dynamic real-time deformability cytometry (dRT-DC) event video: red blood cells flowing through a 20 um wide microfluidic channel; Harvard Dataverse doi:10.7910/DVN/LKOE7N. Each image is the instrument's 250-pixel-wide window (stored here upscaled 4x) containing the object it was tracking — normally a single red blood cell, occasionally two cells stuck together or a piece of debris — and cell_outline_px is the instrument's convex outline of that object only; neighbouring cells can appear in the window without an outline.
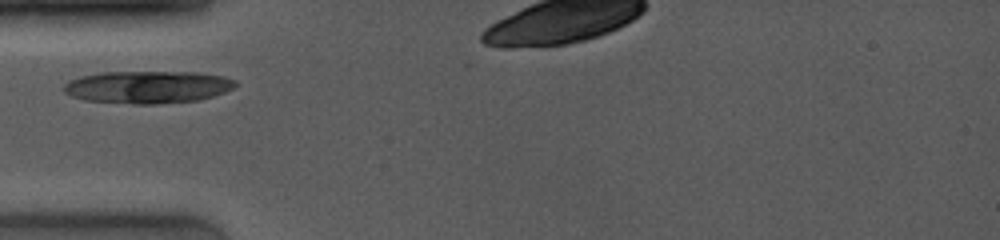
{"species": "common noctule bat (a hibernating species)", "species_latin": "Nyctalus noctula", "temperature_condition": "room temperature", "stored_images_in_passage": 34, "camera_frame_rate_fps": 4000, "um_per_image_px": 0.085, "animal": {"sex": "female", "body_mass_g": 19.0, "forearm_length_mm": 53.3}, "frame": {"image": 1, "passage_image": 1, "time_ms": 0.0, "image_size_px": [1000, 240], "cell_outline_px": [[236, 84], [232, 88], [224, 92], [212, 96], [196, 100], [160, 104], [132, 104], [84, 100], [72, 96], [64, 92], [64, 84], [68, 80], [80, 76], [100, 72], [196, 72], [224, 76], [236, 80]], "centroid_in_image_um": [12.52, 7.39], "position_along_channel_um": 72.5, "area_um2": 32.54}}
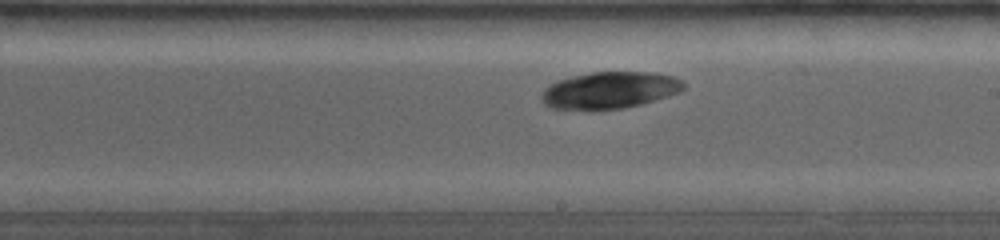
{"frame": {"image": 2, "passage_image": 26, "time_ms": 4.25, "image_size_px": [1000, 240], "cell_outline_px": [[684, 88], [680, 92], [668, 96], [640, 104], [624, 108], [588, 112], [552, 108], [544, 104], [540, 96], [544, 88], [556, 80], [568, 76], [592, 72], [652, 72], [672, 76], [680, 80], [684, 84]], "centroid_in_image_um": [51.74, 7.69], "position_along_channel_um": 237.3, "area_um2": 31.15}}
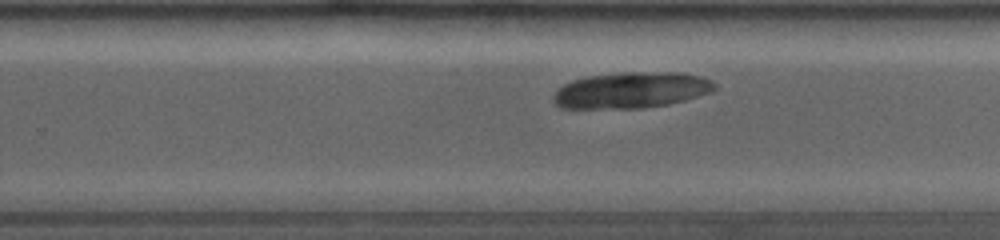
{"frame": {"image": 3, "passage_image": 32, "time_ms": 5.25, "image_size_px": [1000, 240], "cell_outline_px": [[716, 88], [712, 92], [684, 100], [668, 104], [640, 108], [560, 108], [552, 100], [552, 96], [564, 84], [572, 80], [588, 76], [624, 72], [680, 72], [700, 76], [712, 80], [716, 84]], "centroid_in_image_um": [53.67, 7.66], "position_along_channel_um": 276.1, "area_um2": 33.93}}